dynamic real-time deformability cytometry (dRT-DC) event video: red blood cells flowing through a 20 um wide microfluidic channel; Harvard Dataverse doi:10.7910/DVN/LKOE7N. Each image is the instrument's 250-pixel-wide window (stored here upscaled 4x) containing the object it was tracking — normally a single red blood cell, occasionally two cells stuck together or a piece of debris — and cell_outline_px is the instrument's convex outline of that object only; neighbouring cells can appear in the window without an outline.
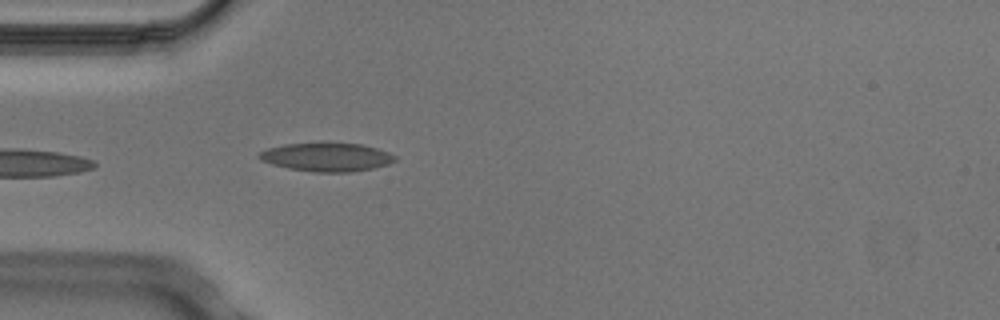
{"species": "Egyptian fruit bat (a non-hibernating species)", "species_latin": "Rousettus aegyptiacus", "temperature_condition": "cold", "stored_images_in_passage": 5, "camera_frame_rate_fps": 3000, "um_per_image_px": 0.085, "animal": {"sex": "male"}, "frame": {"image": 1, "passage_image": 5, "time_ms": 1.333, "image_size_px": [1000, 320], "cell_outline_px": [[396, 160], [388, 164], [372, 168], [352, 172], [316, 172], [288, 168], [272, 164], [260, 160], [256, 156], [260, 152], [268, 148], [284, 144], [360, 144], [376, 148], [388, 152], [396, 156]], "centroid_in_image_um": [27.75, 13.37], "position_along_channel_um": 57.2, "area_um2": 22.2}}